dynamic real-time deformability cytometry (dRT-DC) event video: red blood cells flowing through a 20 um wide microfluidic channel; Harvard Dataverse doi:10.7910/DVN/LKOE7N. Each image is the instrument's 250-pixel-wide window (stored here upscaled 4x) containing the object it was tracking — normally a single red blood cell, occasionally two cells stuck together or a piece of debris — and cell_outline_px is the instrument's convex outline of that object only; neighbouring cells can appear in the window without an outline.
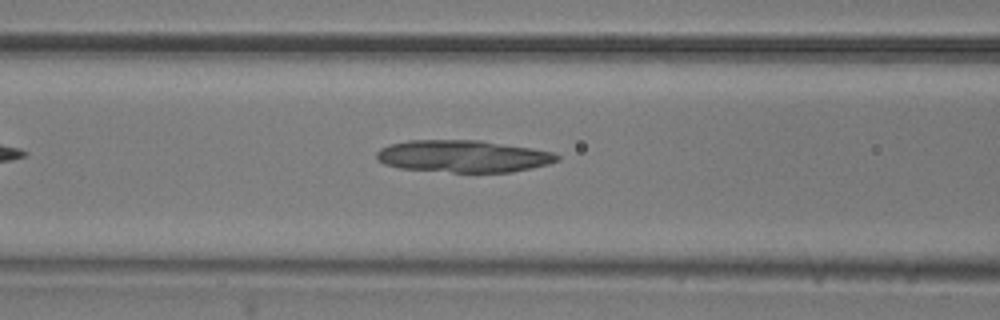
{"species": "common noctule bat (a hibernating species)", "species_latin": "Nyctalus noctula", "temperature_condition": "room temperature", "stored_images_in_passage": 34, "camera_frame_rate_fps": 3000, "um_per_image_px": 0.085, "animal": {"sex": "male", "body_mass_g": 20.5, "forearm_length_mm": 52.5}, "frame": {"image": 1, "passage_image": 5, "time_ms": 1.333, "image_size_px": [1000, 320], "cell_outline_px": [[560, 160], [548, 164], [532, 168], [512, 172], [452, 172], [400, 168], [384, 164], [376, 160], [376, 152], [380, 148], [388, 144], [408, 140], [480, 140], [532, 148], [552, 152], [560, 156]], "centroid_in_image_um": [39.35, 13.28], "position_along_channel_um": 127.3, "area_um2": 33.99}}
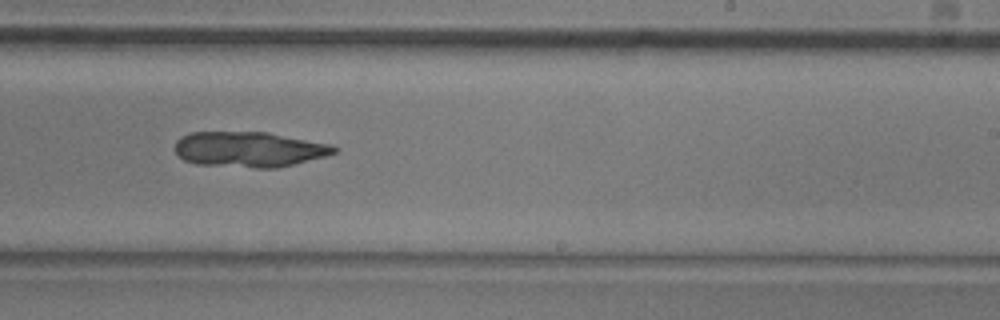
{"frame": {"image": 2, "passage_image": 16, "time_ms": 5.0, "image_size_px": [1000, 320], "cell_outline_px": [[340, 148], [336, 152], [324, 156], [276, 168], [256, 168], [196, 164], [184, 160], [176, 152], [176, 140], [180, 136], [192, 132], [268, 132], [332, 144]], "centroid_in_image_um": [21.18, 12.69], "position_along_channel_um": 267.8, "area_um2": 32.83}}
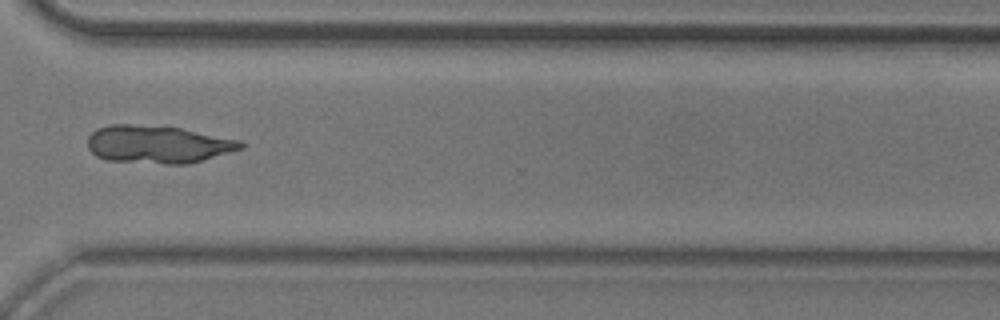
{"frame": {"image": 3, "passage_image": 23, "time_ms": 7.333, "image_size_px": [1000, 320], "cell_outline_px": [[244, 148], [188, 164], [168, 164], [108, 160], [96, 156], [88, 148], [88, 136], [96, 128], [108, 124], [132, 124], [180, 128], [240, 140], [244, 144]], "centroid_in_image_um": [13.39, 12.26], "position_along_channel_um": 357.2, "area_um2": 33.58}}